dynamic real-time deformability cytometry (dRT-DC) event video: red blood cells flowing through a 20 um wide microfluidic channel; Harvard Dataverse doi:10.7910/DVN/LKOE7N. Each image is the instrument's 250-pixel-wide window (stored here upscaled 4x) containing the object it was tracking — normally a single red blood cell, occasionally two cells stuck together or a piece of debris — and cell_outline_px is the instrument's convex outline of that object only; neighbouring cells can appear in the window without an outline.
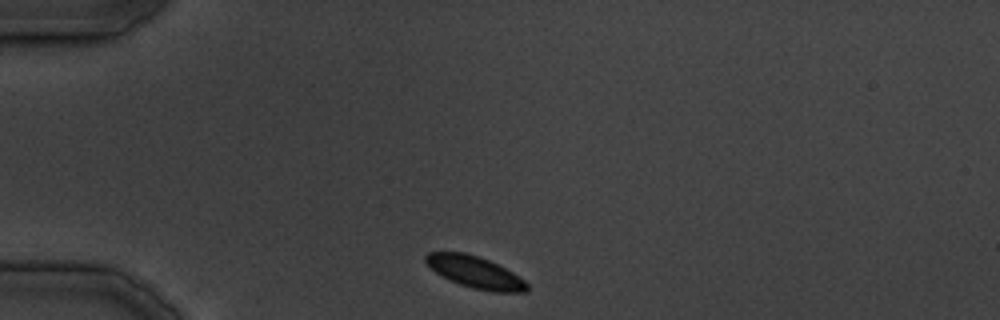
{"species": "common noctule bat (a hibernating species)", "species_latin": "Nyctalus noctula", "temperature_condition": "cold", "stored_images_in_passage": 29, "camera_frame_rate_fps": 3000, "um_per_image_px": 0.085, "animal": {"sex": "male", "body_mass_g": 19.5, "forearm_length_mm": 54.6}, "frame": {"image": 1, "passage_image": 1, "time_ms": 0.0, "image_size_px": [1000, 320], "cell_outline_px": [[528, 292], [492, 292], [472, 288], [460, 284], [436, 272], [424, 260], [424, 256], [428, 252], [464, 252], [480, 256], [512, 272], [524, 280], [528, 284]], "centroid_in_image_um": [40.41, 23.13], "position_along_channel_um": 44.6, "area_um2": 18.55}}
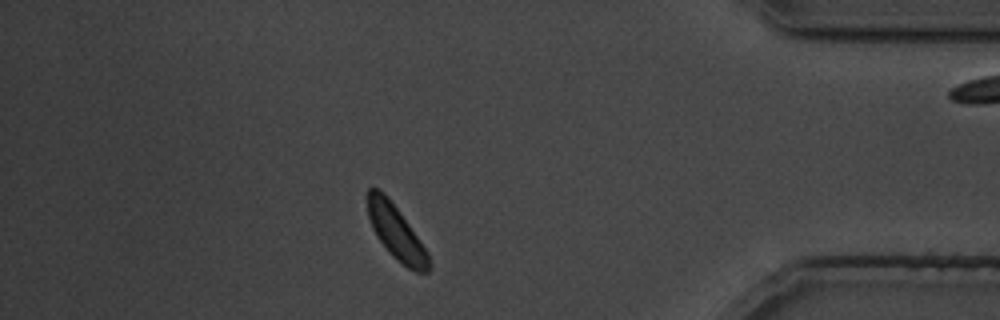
{"frame": {"image": 2, "passage_image": 25, "time_ms": 29.667, "image_size_px": [1000, 320], "cell_outline_px": [[432, 264], [428, 272], [416, 272], [408, 268], [392, 256], [376, 236], [372, 228], [368, 216], [368, 188], [376, 188], [384, 192], [408, 224], [428, 252]], "centroid_in_image_um": [33.68, 19.79], "position_along_channel_um": 401.5, "area_um2": 19.02}}